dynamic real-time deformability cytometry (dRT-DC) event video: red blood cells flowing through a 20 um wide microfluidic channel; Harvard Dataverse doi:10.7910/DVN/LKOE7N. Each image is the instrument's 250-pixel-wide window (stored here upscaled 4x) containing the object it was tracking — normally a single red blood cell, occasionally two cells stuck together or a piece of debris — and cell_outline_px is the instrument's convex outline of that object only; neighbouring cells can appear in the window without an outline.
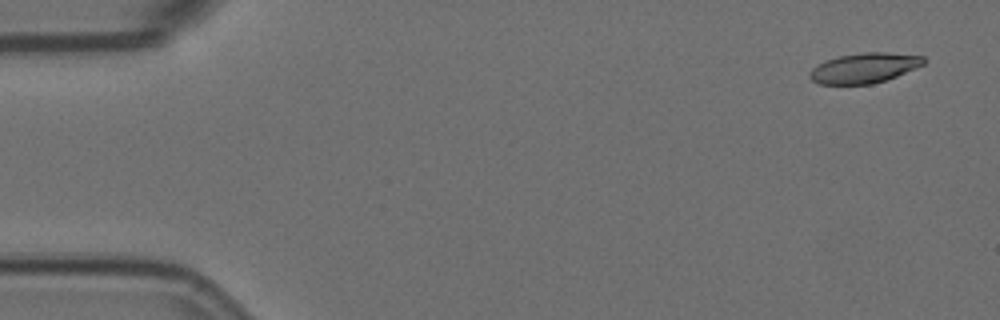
{"species": "Egyptian fruit bat (a non-hibernating species)", "species_latin": "Rousettus aegyptiacus", "temperature_condition": "room temperature", "stored_images_in_passage": 5, "camera_frame_rate_fps": 3000, "um_per_image_px": 0.085, "animal": {"sex": "female"}, "frame": {"image": 1, "passage_image": 1, "time_ms": 0.0, "image_size_px": [1000, 320], "cell_outline_px": [[924, 64], [896, 76], [872, 84], [820, 84], [812, 80], [808, 76], [808, 72], [812, 68], [828, 60], [840, 56], [864, 52], [884, 52], [924, 56]], "centroid_in_image_um": [73.44, 5.78], "position_along_channel_um": 11.6, "area_um2": 19.65}}
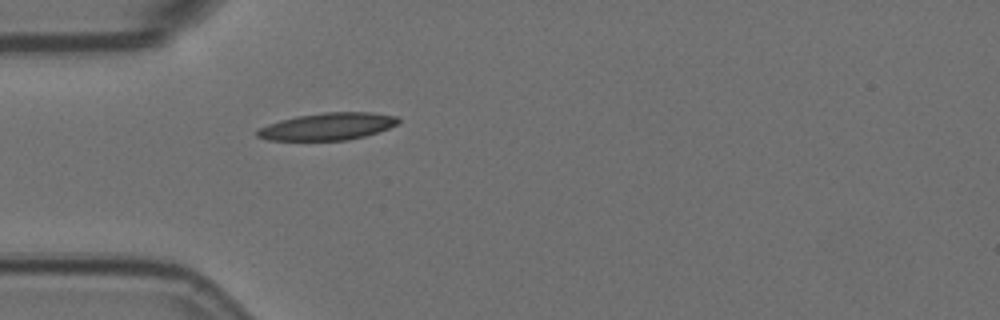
{"frame": {"image": 2, "passage_image": 5, "time_ms": 1.333, "image_size_px": [1000, 320], "cell_outline_px": [[400, 120], [396, 124], [388, 128], [364, 136], [348, 140], [268, 140], [256, 136], [256, 132], [260, 128], [268, 124], [280, 120], [296, 116], [324, 112], [372, 112], [396, 116]], "centroid_in_image_um": [27.83, 10.74], "position_along_channel_um": 57.2, "area_um2": 22.2}}